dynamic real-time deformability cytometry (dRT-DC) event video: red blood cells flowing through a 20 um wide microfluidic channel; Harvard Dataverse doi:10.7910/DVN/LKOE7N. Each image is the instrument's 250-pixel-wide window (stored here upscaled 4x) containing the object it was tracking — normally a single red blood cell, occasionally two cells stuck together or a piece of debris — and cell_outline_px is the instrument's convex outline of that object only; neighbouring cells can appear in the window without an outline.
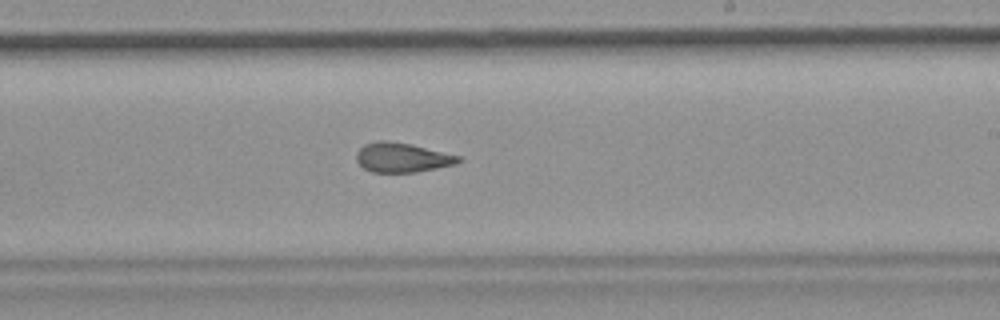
{"species": "common noctule bat (a hibernating species)", "species_latin": "Nyctalus noctula", "temperature_condition": "room temperature", "stored_images_in_passage": 39, "camera_frame_rate_fps": 3000, "um_per_image_px": 0.085, "animal": {"sex": "female", "body_mass_g": 19.9}, "frame": {"image": 1, "passage_image": 28, "time_ms": 9.0, "image_size_px": [1000, 320], "cell_outline_px": [[464, 160], [456, 164], [416, 172], [372, 172], [364, 168], [356, 160], [356, 152], [364, 144], [376, 140], [388, 140], [412, 144], [460, 156]], "centroid_in_image_um": [34.18, 13.37], "position_along_channel_um": 254.8, "area_um2": 17.69}}